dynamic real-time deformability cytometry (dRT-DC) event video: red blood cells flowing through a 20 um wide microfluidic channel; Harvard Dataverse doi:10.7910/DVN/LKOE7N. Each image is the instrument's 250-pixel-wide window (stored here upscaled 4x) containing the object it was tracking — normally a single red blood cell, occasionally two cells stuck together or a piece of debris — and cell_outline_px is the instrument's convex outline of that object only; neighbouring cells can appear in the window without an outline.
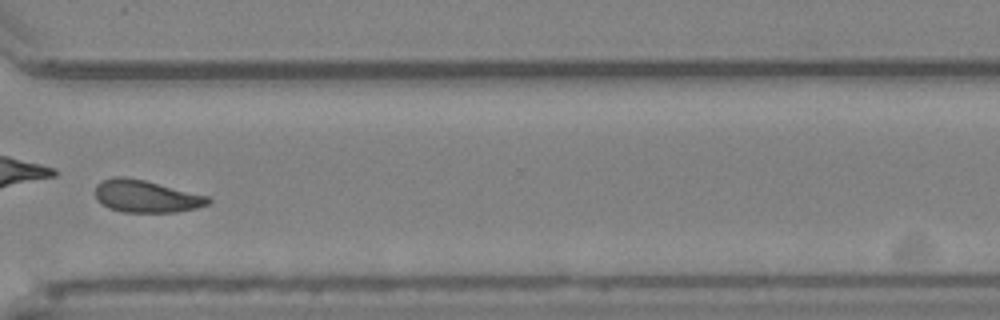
{"species": "Egyptian fruit bat (a non-hibernating species)", "species_latin": "Rousettus aegyptiacus", "temperature_condition": "cold", "stored_images_in_passage": 42, "camera_frame_rate_fps": 3000, "um_per_image_px": 0.085, "animal": {"sex": "female"}, "frame": {"image": 1, "passage_image": 30, "time_ms": 9.667, "image_size_px": [1000, 320], "cell_outline_px": [[212, 200], [208, 204], [196, 208], [176, 212], [124, 212], [108, 208], [100, 204], [96, 200], [96, 184], [104, 180], [116, 176], [124, 176], [144, 180], [208, 196]], "centroid_in_image_um": [12.39, 16.69], "position_along_channel_um": 358.2, "area_um2": 21.21}, "authors_computed_cell_mechanics": {"area_um2": 21.2126, "velocity_mm_per_s": 3.8896, "shape_relaxation_time_tau1_ms": 2.1257, "shape_relaxation_time_tau2_ms": 3.127, "deformation_change_tau1": 0.1552, "deformation_change_tau2": 0.0933}}